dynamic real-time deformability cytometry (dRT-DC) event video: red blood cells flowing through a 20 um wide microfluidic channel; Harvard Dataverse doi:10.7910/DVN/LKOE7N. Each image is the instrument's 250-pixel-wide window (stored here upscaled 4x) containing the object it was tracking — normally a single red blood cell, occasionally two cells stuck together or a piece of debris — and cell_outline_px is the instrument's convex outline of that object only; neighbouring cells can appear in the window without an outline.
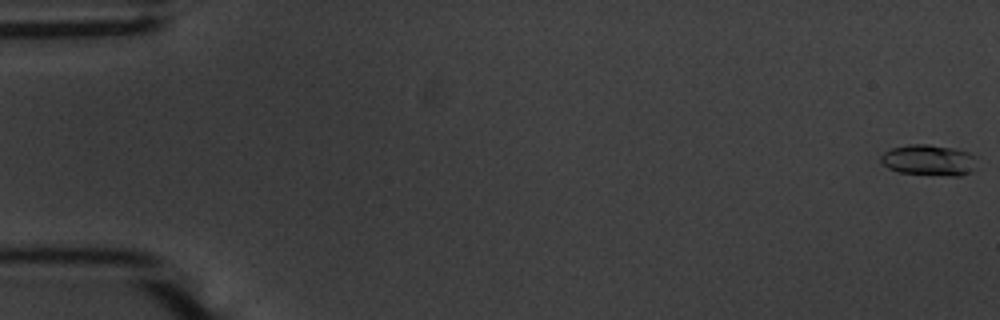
{"species": "common noctule bat (a hibernating species)", "species_latin": "Nyctalus noctula", "temperature_condition": "warm", "stored_images_in_passage": 56, "camera_frame_rate_fps": 3000, "um_per_image_px": 0.085, "animal": {"sex": "male", "body_mass_g": 20.1, "forearm_length_mm": 53.5}, "frame": {"image": 1, "passage_image": 1, "time_ms": 0.0, "image_size_px": [1000, 320], "cell_outline_px": [[972, 172], [960, 176], [948, 176], [900, 172], [888, 168], [880, 160], [880, 156], [884, 152], [892, 148], [908, 144], [928, 144], [956, 148], [968, 152], [972, 156]], "centroid_in_image_um": [78.9, 13.6], "position_along_channel_um": 6.1, "area_um2": 17.11}}
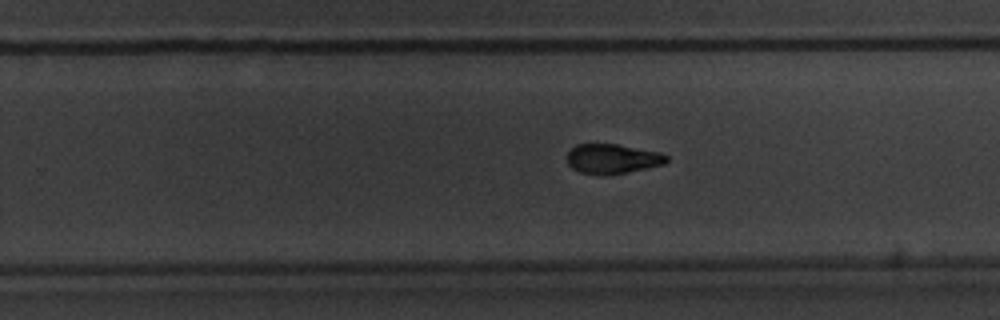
{"frame": {"image": 2, "passage_image": 36, "time_ms": 11.667, "image_size_px": [1000, 320], "cell_outline_px": [[668, 160], [664, 164], [628, 172], [600, 176], [580, 172], [572, 168], [568, 164], [568, 152], [576, 144], [616, 144], [660, 152], [668, 156]], "centroid_in_image_um": [52.05, 13.5], "position_along_channel_um": 277.7, "area_um2": 17.22}}
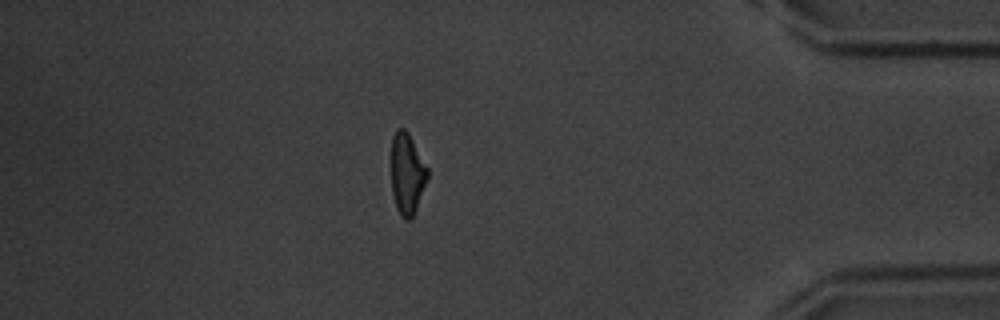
{"frame": {"image": 3, "passage_image": 49, "time_ms": 16.0, "image_size_px": [1000, 320], "cell_outline_px": [[428, 176], [416, 208], [412, 216], [408, 220], [404, 220], [400, 216], [396, 208], [392, 192], [392, 136], [396, 128], [404, 128], [408, 132], [428, 168]], "centroid_in_image_um": [34.59, 14.75], "position_along_channel_um": 400.6, "area_um2": 16.99}, "authors_computed_cell_mechanics": {"area_um2": 17.2822, "velocity_mm_per_s": 3.6734, "shape_relaxation_time_tau1_ms": 2.9436, "shape_relaxation_time_tau2_ms": 3.7287, "deformation_change_tau1": 0.1539, "deformation_change_tau2": 0.0954}}